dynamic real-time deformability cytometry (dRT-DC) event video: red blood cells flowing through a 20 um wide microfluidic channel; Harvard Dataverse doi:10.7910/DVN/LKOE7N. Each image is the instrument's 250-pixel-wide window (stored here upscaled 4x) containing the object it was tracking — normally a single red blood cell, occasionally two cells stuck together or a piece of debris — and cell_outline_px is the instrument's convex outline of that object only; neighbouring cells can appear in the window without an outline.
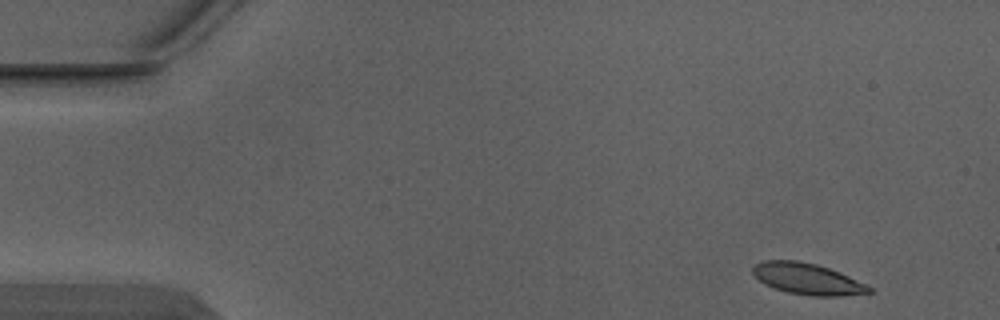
{"species": "Egyptian fruit bat (a non-hibernating species)", "species_latin": "Rousettus aegyptiacus", "temperature_condition": "warm", "stored_images_in_passage": 5, "segment_of_instrument_passage": [1, 2], "camera_frame_rate_fps": 3000, "um_per_image_px": 0.085, "animal": {"sex": "male"}, "frame": {"image": 1, "passage_image": 1, "time_ms": 0.0, "image_size_px": [1000, 320], "cell_outline_px": [[872, 292], [840, 296], [812, 296], [788, 292], [764, 284], [752, 272], [752, 268], [756, 264], [764, 260], [796, 260], [816, 264], [840, 272], [868, 284], [872, 288]], "centroid_in_image_um": [68.66, 23.7], "position_along_channel_um": 16.3, "area_um2": 21.1}}